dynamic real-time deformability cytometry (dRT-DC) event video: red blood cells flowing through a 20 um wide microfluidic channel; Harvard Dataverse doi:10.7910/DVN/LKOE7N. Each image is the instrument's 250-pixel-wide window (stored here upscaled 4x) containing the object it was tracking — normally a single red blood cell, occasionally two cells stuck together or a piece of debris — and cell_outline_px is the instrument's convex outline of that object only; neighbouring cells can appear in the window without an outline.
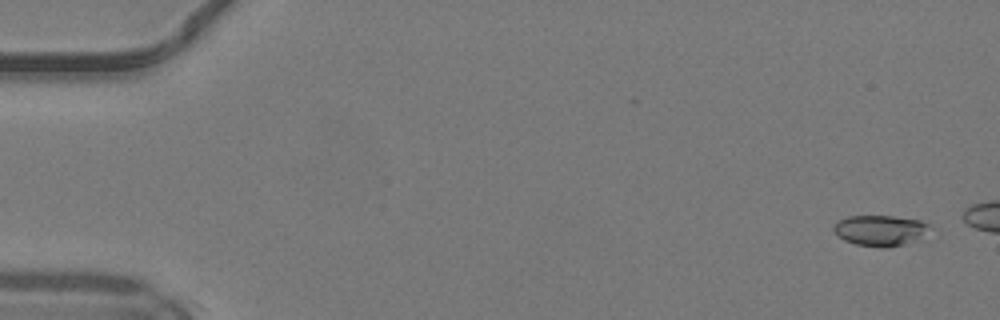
{"species": "common noctule bat (a hibernating species)", "species_latin": "Nyctalus noctula", "temperature_condition": "warm", "stored_images_in_passage": 14, "camera_frame_rate_fps": 3000, "um_per_image_px": 0.085, "animal": {"sex": "male", "body_mass_g": 19.2, "forearm_length_mm": 51.8}, "frame": {"image": 1, "passage_image": 2, "time_ms": 0.333, "image_size_px": [1000, 320], "cell_outline_px": [[932, 224], [916, 236], [904, 244], [884, 248], [880, 248], [856, 244], [844, 240], [832, 228], [840, 220], [848, 216], [892, 216], [920, 220]], "centroid_in_image_um": [74.74, 19.57], "position_along_channel_um": 10.3, "area_um2": 16.47}}
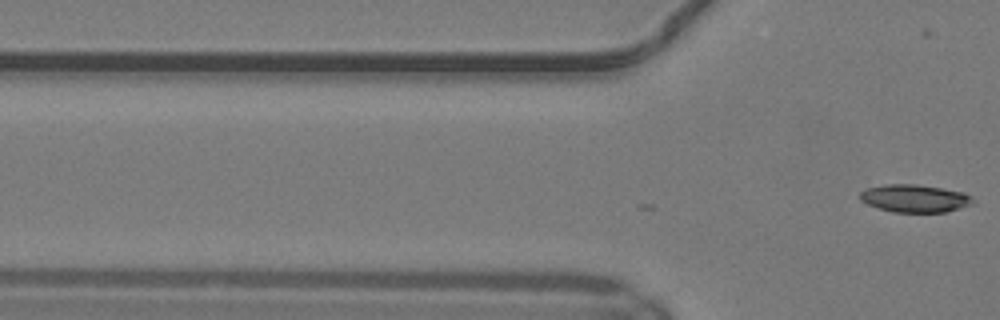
{"frame": {"image": 2, "passage_image": 14, "time_ms": 4.333, "image_size_px": [1000, 320], "cell_outline_px": [[972, 204], [960, 208], [944, 212], [892, 212], [876, 208], [860, 200], [860, 192], [868, 188], [884, 184], [916, 184], [964, 192], [972, 196]], "centroid_in_image_um": [77.73, 16.86], "position_along_channel_um": 48.1, "area_um2": 18.21}}